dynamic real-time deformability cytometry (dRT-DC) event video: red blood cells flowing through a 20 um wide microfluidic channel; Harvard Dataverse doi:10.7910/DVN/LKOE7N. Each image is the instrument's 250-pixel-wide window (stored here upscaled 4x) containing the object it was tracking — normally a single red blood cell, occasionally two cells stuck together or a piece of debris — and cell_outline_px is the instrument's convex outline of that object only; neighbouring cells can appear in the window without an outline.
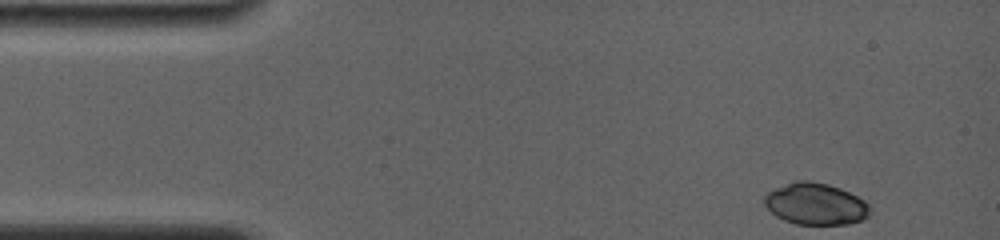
{"species": "common noctule bat (a hibernating species)", "species_latin": "Nyctalus noctula", "temperature_condition": "room temperature", "stored_images_in_passage": 9, "camera_frame_rate_fps": 4000, "um_per_image_px": 0.085, "animal": {"sex": "female", "body_mass_g": 19.0, "forearm_length_mm": 56.7}, "frame": {"image": 1, "passage_image": 1, "time_ms": 0.0, "image_size_px": [1000, 240], "cell_outline_px": [[868, 216], [864, 220], [848, 224], [796, 224], [784, 220], [776, 216], [764, 204], [764, 196], [768, 192], [776, 188], [796, 180], [808, 180], [828, 184], [840, 188], [864, 200], [868, 204]], "centroid_in_image_um": [69.31, 17.33], "position_along_channel_um": 15.7, "area_um2": 25.49}}
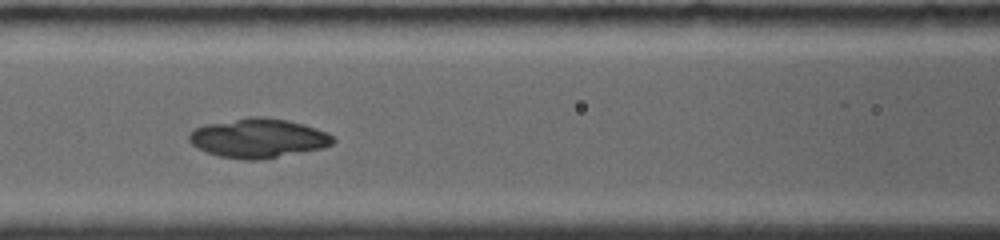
{"frame": {"image": 2, "passage_image": 7, "time_ms": 5.75, "image_size_px": [1000, 240], "cell_outline_px": [[336, 140], [332, 144], [324, 148], [260, 160], [244, 160], [220, 156], [208, 152], [192, 144], [188, 140], [188, 136], [196, 128], [204, 124], [248, 116], [264, 116], [288, 120], [304, 124], [328, 132]], "centroid_in_image_um": [21.98, 11.73], "position_along_channel_um": 144.6, "area_um2": 33.12}}
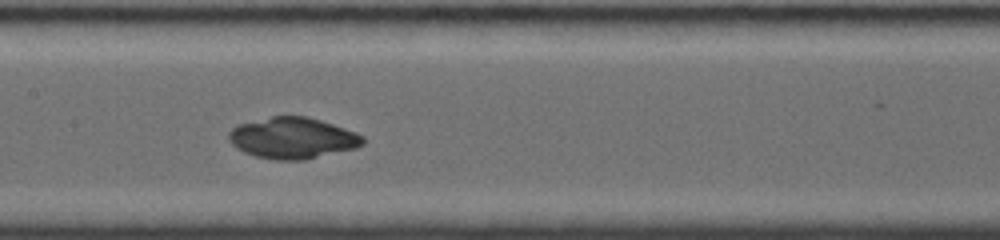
{"frame": {"image": 3, "passage_image": 8, "time_ms": 6.75, "image_size_px": [1000, 240], "cell_outline_px": [[364, 144], [356, 148], [308, 160], [276, 160], [256, 156], [244, 152], [236, 148], [228, 140], [228, 132], [236, 124], [272, 116], [308, 116], [356, 132], [364, 136]], "centroid_in_image_um": [24.87, 11.74], "position_along_channel_um": 182.5, "area_um2": 32.48}}